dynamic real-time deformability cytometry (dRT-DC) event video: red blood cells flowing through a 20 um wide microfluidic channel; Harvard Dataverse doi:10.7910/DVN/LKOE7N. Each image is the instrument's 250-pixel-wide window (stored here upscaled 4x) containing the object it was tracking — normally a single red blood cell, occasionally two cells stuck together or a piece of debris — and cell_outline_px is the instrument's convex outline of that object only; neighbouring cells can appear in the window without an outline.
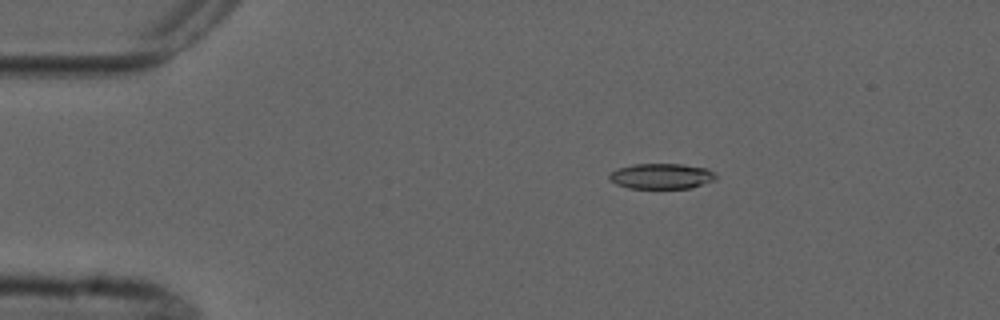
{"species": "common noctule bat (a hibernating species)", "species_latin": "Nyctalus noctula", "temperature_condition": "cold", "stored_images_in_passage": 4, "camera_frame_rate_fps": 3000, "um_per_image_px": 0.085, "animal": {"sex": "male", "forearm_length_mm": 52.5}, "frame": {"image": 1, "passage_image": 1, "time_ms": 0.0, "image_size_px": [1000, 320], "cell_outline_px": [[716, 180], [692, 188], [628, 188], [616, 184], [608, 176], [612, 172], [620, 168], [632, 164], [680, 164], [708, 168], [716, 176]], "centroid_in_image_um": [56.26, 14.98], "position_along_channel_um": 28.7, "area_um2": 15.72}}
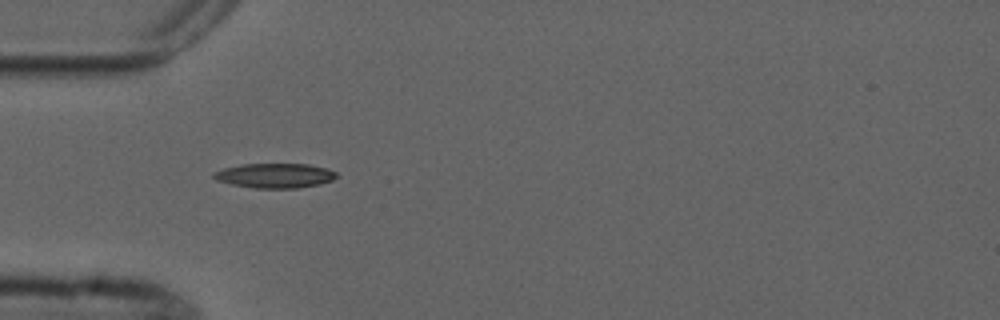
{"frame": {"image": 2, "passage_image": 3, "time_ms": 2.333, "image_size_px": [1000, 320], "cell_outline_px": [[336, 176], [332, 180], [320, 184], [300, 188], [252, 188], [232, 184], [216, 180], [212, 176], [212, 172], [224, 168], [240, 164], [308, 164], [328, 168], [336, 172]], "centroid_in_image_um": [23.35, 14.92], "position_along_channel_um": 61.6, "area_um2": 17.74}}
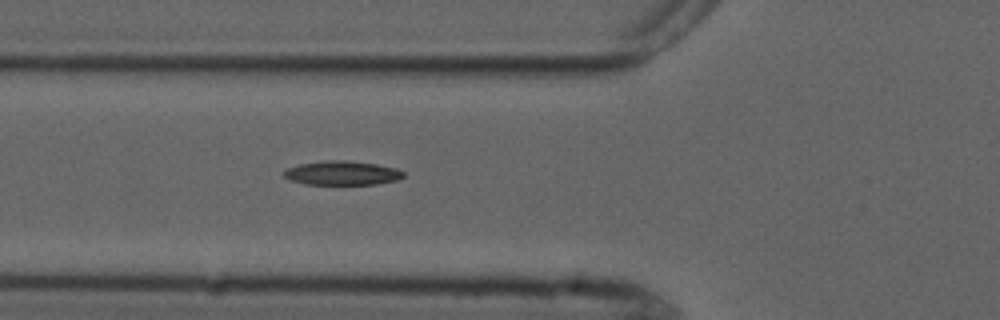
{"frame": {"image": 3, "passage_image": 4, "time_ms": 3.333, "image_size_px": [1000, 320], "cell_outline_px": [[404, 176], [396, 180], [376, 184], [304, 184], [292, 180], [284, 176], [284, 172], [288, 168], [300, 164], [324, 160], [348, 160], [376, 164], [396, 168], [404, 172]], "centroid_in_image_um": [29.1, 14.7], "position_along_channel_um": 96.7, "area_um2": 16.65}}